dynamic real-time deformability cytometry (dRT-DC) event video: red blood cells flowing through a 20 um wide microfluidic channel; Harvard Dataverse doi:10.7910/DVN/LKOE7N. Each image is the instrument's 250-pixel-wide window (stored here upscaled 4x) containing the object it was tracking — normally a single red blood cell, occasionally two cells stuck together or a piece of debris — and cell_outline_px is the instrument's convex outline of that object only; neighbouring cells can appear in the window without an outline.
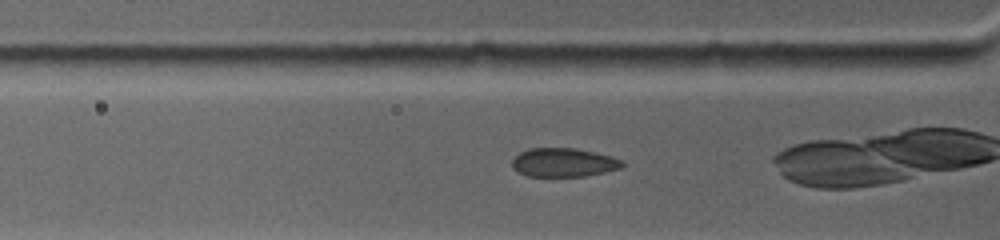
{"species": "common noctule bat (a hibernating species)", "species_latin": "Nyctalus noctula", "temperature_condition": "warm", "stored_images_in_passage": 44, "camera_frame_rate_fps": 4500, "um_per_image_px": 0.085, "animal": {"sex": "female", "body_mass_g": 19.0, "forearm_length_mm": 53.3}, "frame": {"image": 1, "passage_image": 2, "time_ms": 0.222, "image_size_px": [1000, 240], "cell_outline_px": [[624, 164], [620, 168], [604, 172], [584, 176], [528, 176], [516, 172], [512, 168], [512, 160], [520, 152], [528, 148], [576, 148], [596, 152], [612, 156], [624, 160]], "centroid_in_image_um": [47.9, 13.8], "position_along_channel_um": 77.9, "area_um2": 18.61}}
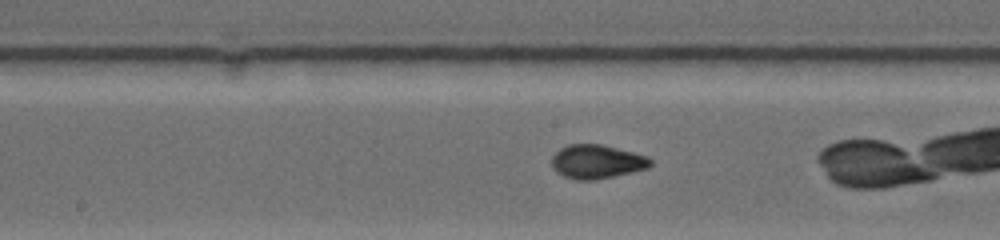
{"frame": {"image": 2, "passage_image": 20, "time_ms": 3.333, "image_size_px": [1000, 240], "cell_outline_px": [[652, 164], [648, 168], [632, 172], [592, 180], [576, 180], [564, 176], [556, 172], [552, 168], [552, 156], [560, 148], [568, 144], [604, 144], [648, 156], [652, 160]], "centroid_in_image_um": [50.73, 13.73], "position_along_channel_um": 197.5, "area_um2": 19.59}}
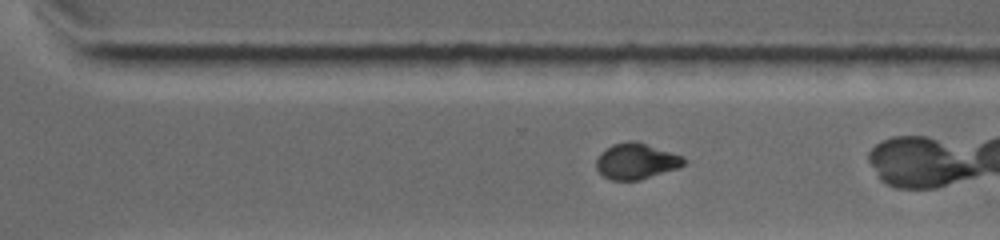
{"frame": {"image": 3, "passage_image": 33, "time_ms": 6.444, "image_size_px": [1000, 240], "cell_outline_px": [[684, 164], [676, 168], [640, 180], [612, 180], [604, 176], [596, 168], [596, 160], [600, 152], [612, 144], [628, 140], [636, 140], [684, 156]], "centroid_in_image_um": [54.05, 13.68], "position_along_channel_um": 316.6, "area_um2": 18.32}}